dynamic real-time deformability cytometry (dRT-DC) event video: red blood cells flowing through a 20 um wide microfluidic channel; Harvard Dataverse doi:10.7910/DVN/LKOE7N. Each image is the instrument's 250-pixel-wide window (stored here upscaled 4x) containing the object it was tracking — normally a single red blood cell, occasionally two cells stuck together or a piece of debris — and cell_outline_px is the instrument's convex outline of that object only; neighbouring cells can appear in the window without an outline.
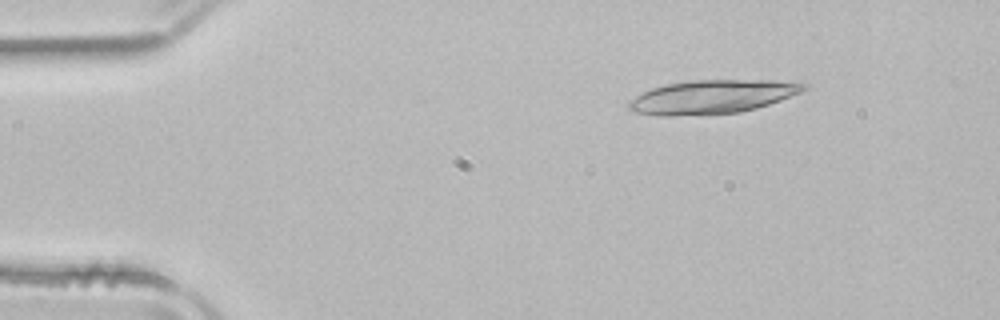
{"species": "common noctule bat (a hibernating species)", "species_latin": "Nyctalus noctula", "temperature_condition": "room temperature", "stored_images_in_passage": 6, "segment_of_instrument_passage": [1, 2], "camera_frame_rate_fps": 3000, "um_per_image_px": 0.085, "animal": {"sex": "male", "body_mass_g": 21.5, "forearm_length_mm": 52.0}, "frame": {"image": 1, "passage_image": 2, "time_ms": 0.333, "image_size_px": [1000, 320], "cell_outline_px": [[808, 88], [800, 92], [780, 100], [756, 108], [740, 112], [668, 116], [656, 116], [636, 112], [628, 108], [628, 100], [652, 88], [664, 84], [692, 80], [772, 80], [808, 84]], "centroid_in_image_um": [60.5, 8.22], "position_along_channel_um": 24.5, "area_um2": 34.1}}